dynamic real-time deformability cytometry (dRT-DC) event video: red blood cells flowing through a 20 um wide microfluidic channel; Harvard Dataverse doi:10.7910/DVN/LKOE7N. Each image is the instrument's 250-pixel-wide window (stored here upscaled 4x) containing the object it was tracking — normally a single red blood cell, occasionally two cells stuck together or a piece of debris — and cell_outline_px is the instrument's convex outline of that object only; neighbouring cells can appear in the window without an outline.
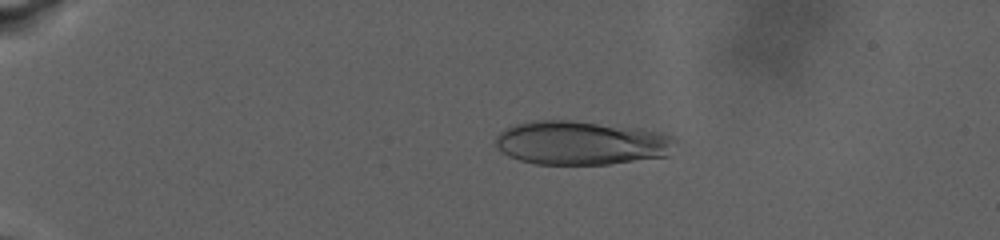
{"species": "human", "species_latin": "Homo sapiens", "temperature_condition": "warm", "stored_images_in_passage": 17, "camera_frame_rate_fps": 3000, "um_per_image_px": 0.085, "donor": {"sex": "male"}, "frame": {"image": 1, "passage_image": 10, "time_ms": 5.667, "image_size_px": [1000, 240], "cell_outline_px": [[676, 140], [668, 156], [608, 164], [536, 164], [520, 160], [508, 156], [500, 152], [496, 148], [496, 136], [504, 128], [516, 124], [532, 120], [572, 120], [644, 128], [660, 132], [672, 136]], "centroid_in_image_um": [49.39, 12.13], "position_along_channel_um": 35.6, "area_um2": 46.41}}
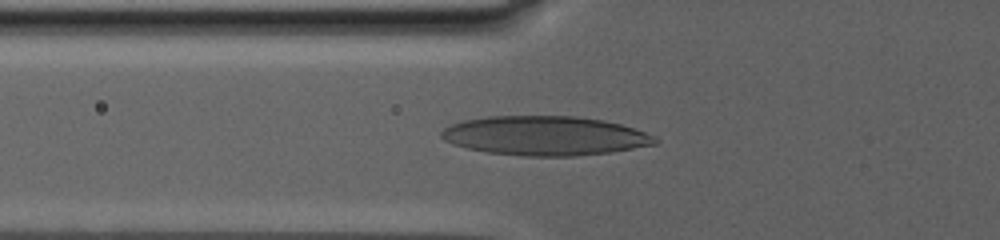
{"frame": {"image": 2, "passage_image": 15, "time_ms": 10.667, "image_size_px": [1000, 240], "cell_outline_px": [[660, 140], [656, 144], [608, 152], [576, 156], [524, 156], [484, 152], [452, 144], [444, 140], [440, 136], [440, 132], [448, 124], [464, 120], [488, 116], [576, 116], [604, 120], [620, 124], [656, 136]], "centroid_in_image_um": [46.28, 11.53], "position_along_channel_um": 79.5, "area_um2": 49.07}}
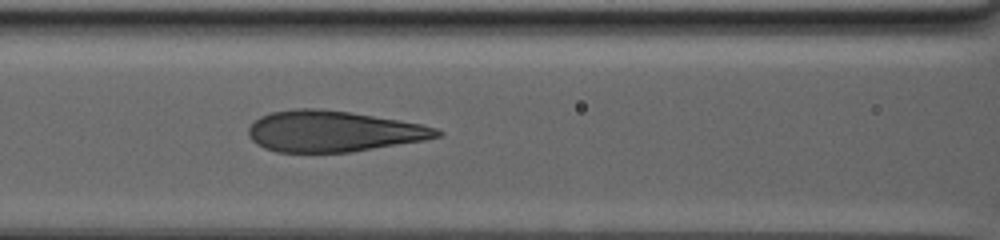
{"frame": {"image": 3, "passage_image": 17, "time_ms": 13.0, "image_size_px": [1000, 240], "cell_outline_px": [[444, 136], [424, 140], [352, 152], [276, 152], [264, 148], [256, 144], [248, 136], [248, 128], [260, 116], [272, 112], [292, 108], [320, 108], [348, 112], [420, 124], [436, 128], [444, 132]], "centroid_in_image_um": [28.3, 11.16], "position_along_channel_um": 138.3, "area_um2": 44.97}}